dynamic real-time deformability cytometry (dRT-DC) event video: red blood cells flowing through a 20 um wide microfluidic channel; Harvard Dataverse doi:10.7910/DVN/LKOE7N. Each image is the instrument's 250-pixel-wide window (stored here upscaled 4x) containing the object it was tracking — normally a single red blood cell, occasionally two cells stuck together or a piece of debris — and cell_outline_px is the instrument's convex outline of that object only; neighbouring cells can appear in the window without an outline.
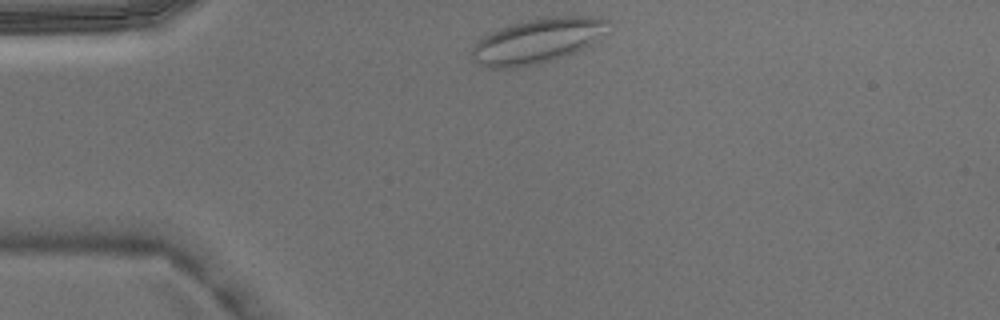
{"species": "Egyptian fruit bat (a non-hibernating species)", "species_latin": "Rousettus aegyptiacus", "temperature_condition": "warm", "stored_images_in_passage": 2, "camera_frame_rate_fps": 3000, "um_per_image_px": 0.085, "animal": {"sex": "male"}, "frame": {"image": 1, "passage_image": 1, "time_ms": 0.0, "image_size_px": [1000, 320], "cell_outline_px": [[608, 20], [604, 32], [592, 44], [576, 52], [552, 60], [536, 64], [516, 68], [488, 68], [476, 64], [472, 60], [472, 48], [476, 40], [480, 36], [488, 32], [508, 24], [548, 16], [600, 16]], "centroid_in_image_um": [45.6, 3.47], "position_along_channel_um": 39.4, "area_um2": 36.07}}